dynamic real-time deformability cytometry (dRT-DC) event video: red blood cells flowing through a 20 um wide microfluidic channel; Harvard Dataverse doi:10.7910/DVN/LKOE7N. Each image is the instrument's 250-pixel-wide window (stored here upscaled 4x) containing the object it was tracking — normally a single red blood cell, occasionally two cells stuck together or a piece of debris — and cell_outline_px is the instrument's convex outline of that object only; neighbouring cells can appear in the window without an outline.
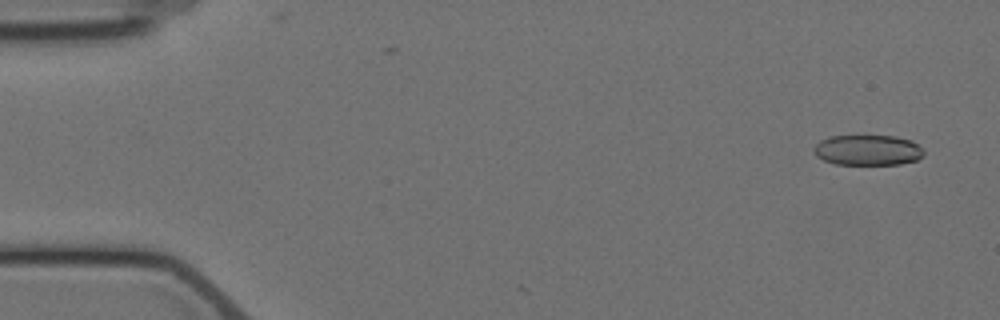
{"species": "Egyptian fruit bat (a non-hibernating species)", "species_latin": "Rousettus aegyptiacus", "temperature_condition": "cold", "stored_images_in_passage": 6, "camera_frame_rate_fps": 3000, "um_per_image_px": 0.085, "animal": {"sex": "female"}, "frame": {"image": 1, "passage_image": 1, "time_ms": 0.0, "image_size_px": [1000, 320], "cell_outline_px": [[924, 156], [916, 160], [900, 164], [836, 164], [824, 160], [816, 156], [812, 148], [820, 140], [832, 136], [896, 136], [912, 140], [924, 152]], "centroid_in_image_um": [73.75, 12.76], "position_along_channel_um": 11.2, "area_um2": 19.48}}
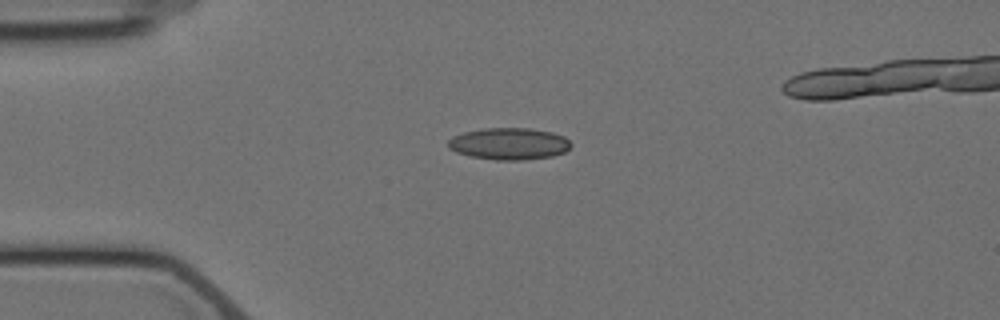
{"frame": {"image": 2, "passage_image": 4, "time_ms": 3.667, "image_size_px": [1000, 320], "cell_outline_px": [[572, 144], [564, 152], [552, 156], [520, 160], [496, 160], [472, 156], [456, 152], [448, 148], [448, 140], [452, 136], [464, 132], [484, 128], [528, 128], [552, 132], [564, 136]], "centroid_in_image_um": [43.26, 12.21], "position_along_channel_um": 41.7, "area_um2": 22.72}}